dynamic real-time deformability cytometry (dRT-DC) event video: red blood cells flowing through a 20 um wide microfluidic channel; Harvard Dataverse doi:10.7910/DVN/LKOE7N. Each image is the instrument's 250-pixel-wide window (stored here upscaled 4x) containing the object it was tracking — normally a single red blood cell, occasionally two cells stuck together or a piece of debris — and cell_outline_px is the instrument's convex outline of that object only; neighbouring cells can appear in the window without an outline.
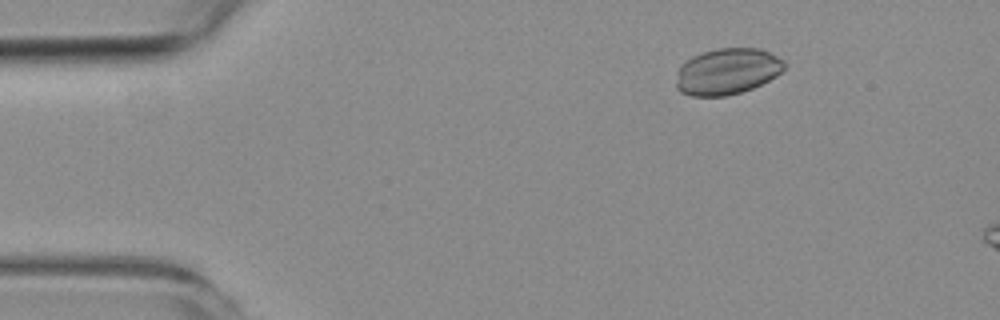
{"species": "common noctule bat (a hibernating species)", "species_latin": "Nyctalus noctula", "temperature_condition": "room temperature", "stored_images_in_passage": 3, "camera_frame_rate_fps": 3000, "um_per_image_px": 0.085, "animal": {"sex": "female", "body_mass_g": 19.3, "forearm_length_mm": 54.1}, "frame": {"image": 1, "passage_image": 1, "time_ms": 0.0, "image_size_px": [1000, 320], "cell_outline_px": [[784, 68], [776, 76], [752, 88], [740, 92], [724, 96], [692, 96], [680, 92], [676, 88], [676, 72], [680, 64], [692, 56], [716, 48], [760, 48], [784, 60]], "centroid_in_image_um": [61.76, 6.07], "position_along_channel_um": 23.2, "area_um2": 29.19}}